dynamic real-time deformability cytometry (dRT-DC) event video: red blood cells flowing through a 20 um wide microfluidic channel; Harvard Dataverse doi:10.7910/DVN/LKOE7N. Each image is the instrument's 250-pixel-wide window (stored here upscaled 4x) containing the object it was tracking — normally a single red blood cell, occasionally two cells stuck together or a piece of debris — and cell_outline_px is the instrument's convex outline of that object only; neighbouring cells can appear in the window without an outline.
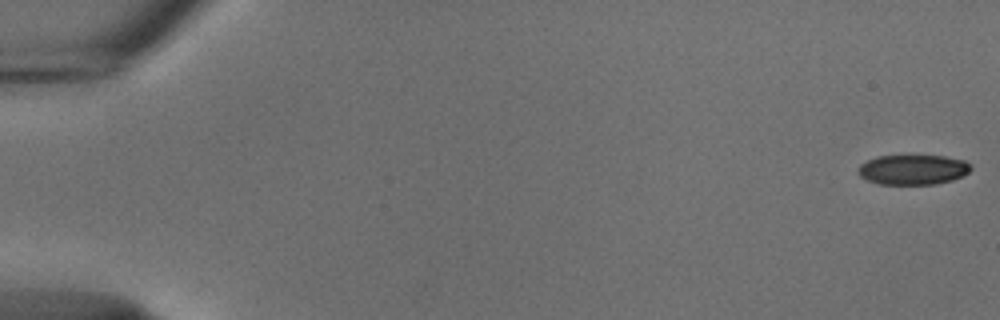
{"species": "common noctule bat (a hibernating species)", "species_latin": "Nyctalus noctula", "temperature_condition": "cold", "stored_images_in_passage": 55, "camera_frame_rate_fps": 3000, "um_per_image_px": 0.085, "animal": {"sex": "male", "body_mass_g": 18.8}, "frame": {"image": 1, "passage_image": 1, "time_ms": 0.0, "image_size_px": [1000, 320], "cell_outline_px": [[972, 168], [968, 172], [952, 180], [936, 184], [880, 184], [868, 180], [860, 176], [856, 172], [860, 164], [876, 156], [944, 156], [964, 160], [972, 164]], "centroid_in_image_um": [77.59, 14.42], "position_along_channel_um": 7.4, "area_um2": 19.65}}
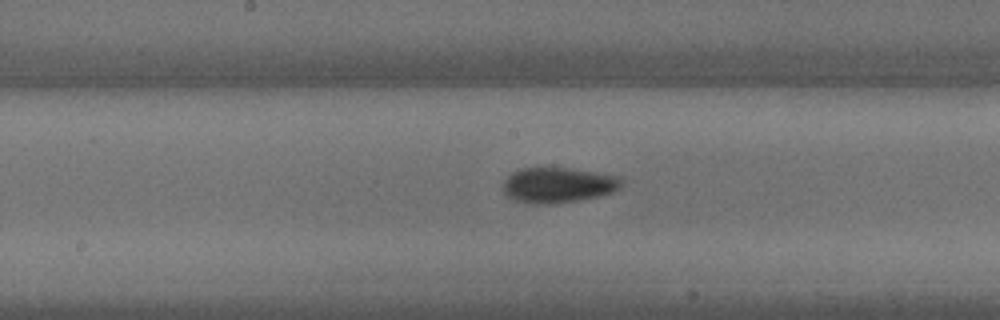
{"frame": {"image": 2, "passage_image": 29, "time_ms": 9.333, "image_size_px": [1000, 320], "cell_outline_px": [[624, 180], [620, 188], [612, 192], [580, 200], [548, 204], [536, 204], [516, 200], [508, 196], [504, 192], [504, 180], [512, 172], [520, 168], [568, 168], [620, 176]], "centroid_in_image_um": [47.45, 15.72], "position_along_channel_um": 200.7, "area_um2": 24.22}}
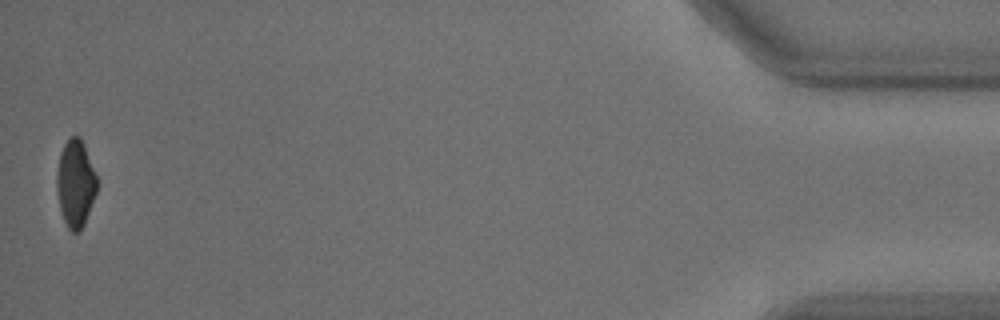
{"frame": {"image": 3, "passage_image": 54, "time_ms": 17.667, "image_size_px": [1000, 320], "cell_outline_px": [[96, 192], [84, 224], [80, 232], [72, 232], [68, 228], [64, 220], [60, 208], [56, 188], [56, 176], [60, 152], [64, 144], [72, 136], [80, 136], [84, 144], [96, 176]], "centroid_in_image_um": [6.4, 15.59], "position_along_channel_um": 428.8, "area_um2": 20.17}}